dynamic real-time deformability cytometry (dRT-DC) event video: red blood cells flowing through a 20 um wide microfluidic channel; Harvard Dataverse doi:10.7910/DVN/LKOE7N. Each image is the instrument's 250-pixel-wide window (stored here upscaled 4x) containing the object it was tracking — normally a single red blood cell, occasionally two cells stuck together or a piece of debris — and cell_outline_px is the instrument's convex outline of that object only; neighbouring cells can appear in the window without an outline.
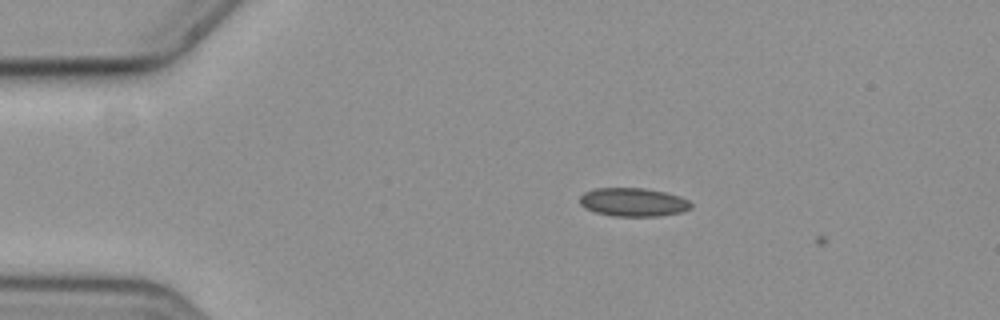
{"species": "common noctule bat (a hibernating species)", "species_latin": "Nyctalus noctula", "temperature_condition": "cold", "stored_images_in_passage": 8, "camera_frame_rate_fps": 3000, "um_per_image_px": 0.085, "animal": {"sex": "female", "body_mass_g": 19.3, "forearm_length_mm": 54.1}, "frame": {"image": 1, "passage_image": 7, "time_ms": 2.0, "image_size_px": [1000, 320], "cell_outline_px": [[692, 208], [684, 212], [660, 216], [612, 216], [596, 212], [584, 208], [580, 204], [580, 196], [584, 192], [596, 188], [644, 188], [664, 192], [680, 196], [688, 200], [692, 204]], "centroid_in_image_um": [53.84, 17.19], "position_along_channel_um": 31.2, "area_um2": 18.61}}